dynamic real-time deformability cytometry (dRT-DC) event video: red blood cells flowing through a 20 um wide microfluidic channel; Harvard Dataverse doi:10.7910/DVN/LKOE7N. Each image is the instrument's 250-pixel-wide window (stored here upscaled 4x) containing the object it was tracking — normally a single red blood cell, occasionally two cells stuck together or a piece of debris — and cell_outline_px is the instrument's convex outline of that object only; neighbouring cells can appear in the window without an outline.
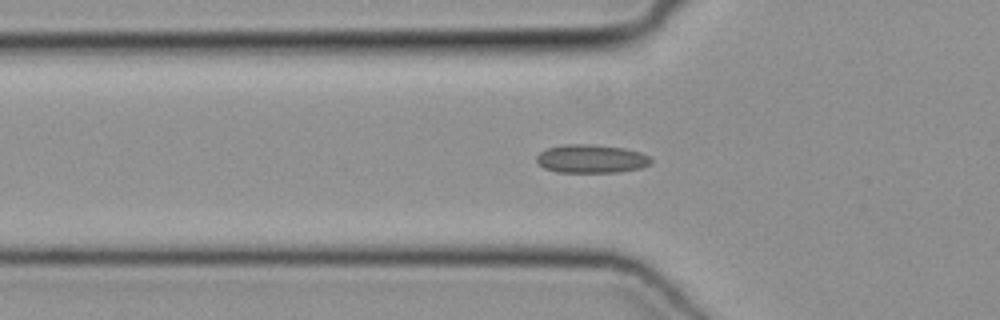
{"species": "common noctule bat (a hibernating species)", "species_latin": "Nyctalus noctula", "temperature_condition": "cold", "stored_images_in_passage": 46, "camera_frame_rate_fps": 3000, "um_per_image_px": 0.085, "animal": {"sex": "female", "body_mass_g": 19.3, "forearm_length_mm": 54.1}, "frame": {"image": 1, "passage_image": 17, "time_ms": 5.333, "image_size_px": [1000, 320], "cell_outline_px": [[652, 164], [640, 168], [620, 172], [556, 172], [544, 168], [536, 160], [536, 156], [540, 152], [548, 148], [564, 144], [592, 144], [624, 148], [640, 152], [648, 156], [652, 160]], "centroid_in_image_um": [50.27, 13.5], "position_along_channel_um": 75.5, "area_um2": 19.02}}
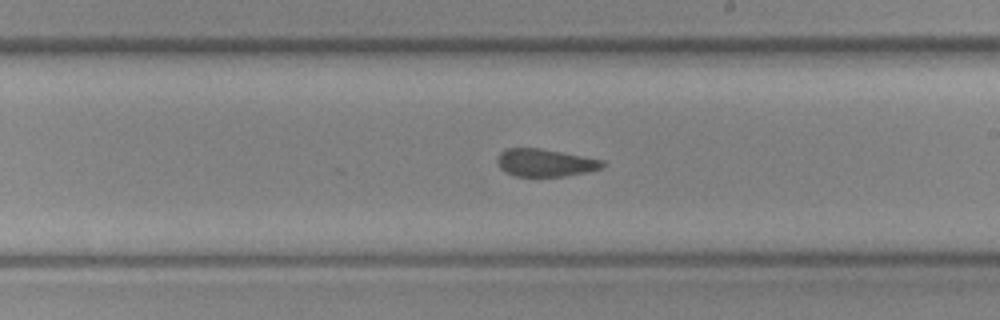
{"frame": {"image": 2, "passage_image": 29, "time_ms": 9.333, "image_size_px": [1000, 320], "cell_outline_px": [[608, 164], [604, 168], [588, 172], [564, 176], [516, 176], [504, 172], [500, 168], [496, 160], [500, 152], [508, 148], [540, 148], [604, 160]], "centroid_in_image_um": [46.37, 13.83], "position_along_channel_um": 242.6, "area_um2": 17.11}}
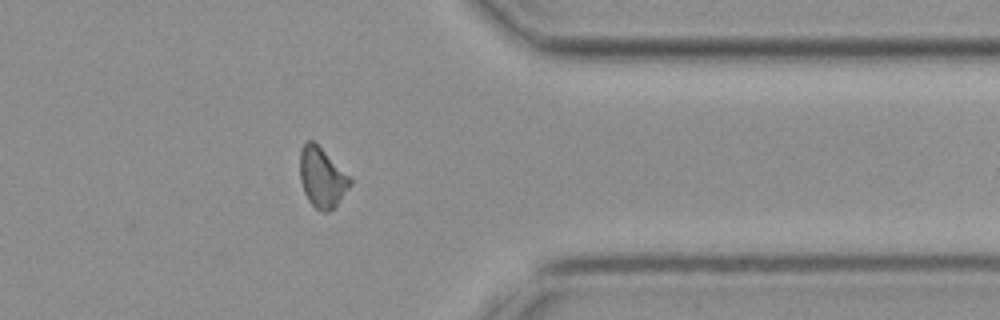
{"frame": {"image": 3, "passage_image": 40, "time_ms": 13.0, "image_size_px": [1000, 320], "cell_outline_px": [[352, 184], [336, 204], [328, 212], [320, 212], [308, 200], [304, 192], [300, 180], [300, 148], [308, 140], [312, 140], [352, 176]], "centroid_in_image_um": [27.38, 15.08], "position_along_channel_um": 384.0, "area_um2": 17.57}}